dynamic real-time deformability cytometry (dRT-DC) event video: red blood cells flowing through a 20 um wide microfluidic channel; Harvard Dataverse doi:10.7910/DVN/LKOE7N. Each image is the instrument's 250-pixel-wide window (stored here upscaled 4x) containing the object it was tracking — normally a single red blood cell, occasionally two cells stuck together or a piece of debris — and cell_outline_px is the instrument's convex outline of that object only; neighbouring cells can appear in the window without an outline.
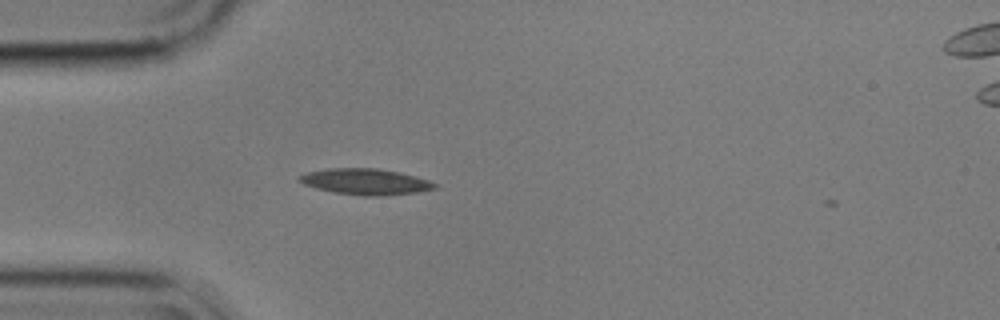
{"species": "common noctule bat (a hibernating species)", "species_latin": "Nyctalus noctula", "temperature_condition": "cold", "stored_images_in_passage": 2, "camera_frame_rate_fps": 3000, "um_per_image_px": 0.085, "animal": {"sex": "male", "body_mass_g": 17.9}, "frame": {"image": 1, "passage_image": 1, "time_ms": 0.0, "image_size_px": [1000, 320], "cell_outline_px": [[440, 184], [436, 188], [416, 192], [380, 196], [364, 196], [336, 192], [316, 188], [304, 184], [296, 180], [296, 176], [308, 172], [328, 168], [376, 168], [400, 172], [416, 176]], "centroid_in_image_um": [31.06, 15.43], "position_along_channel_um": 53.9, "area_um2": 20.58}}